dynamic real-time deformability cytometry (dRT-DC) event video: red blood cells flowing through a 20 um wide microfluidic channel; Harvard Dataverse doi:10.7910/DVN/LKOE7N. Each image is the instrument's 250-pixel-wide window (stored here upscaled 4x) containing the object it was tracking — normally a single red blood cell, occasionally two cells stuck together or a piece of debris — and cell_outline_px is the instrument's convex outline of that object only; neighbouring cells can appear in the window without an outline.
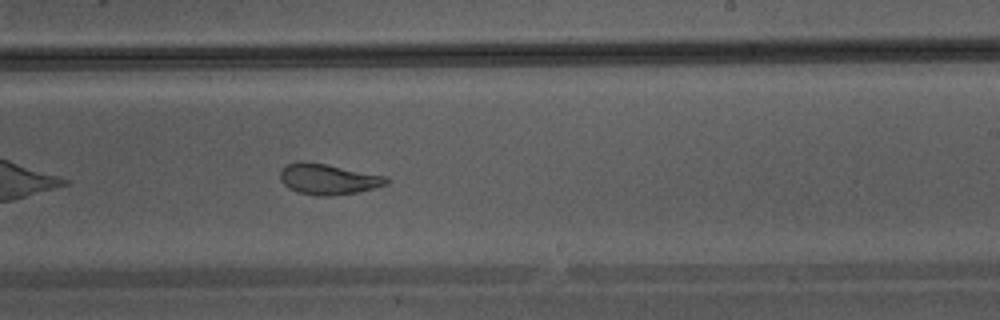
{"species": "Egyptian fruit bat (a non-hibernating species)", "species_latin": "Rousettus aegyptiacus", "temperature_condition": "warm", "stored_images_in_passage": 31, "camera_frame_rate_fps": 3000, "um_per_image_px": 0.085, "animal": {"sex": "male"}, "frame": {"image": 1, "passage_image": 14, "time_ms": 4.333, "image_size_px": [1000, 320], "cell_outline_px": [[388, 184], [356, 192], [328, 196], [316, 196], [300, 192], [288, 188], [280, 180], [280, 172], [288, 164], [300, 160], [324, 164], [388, 176]], "centroid_in_image_um": [27.88, 15.22], "position_along_channel_um": 261.1, "area_um2": 18.79}}